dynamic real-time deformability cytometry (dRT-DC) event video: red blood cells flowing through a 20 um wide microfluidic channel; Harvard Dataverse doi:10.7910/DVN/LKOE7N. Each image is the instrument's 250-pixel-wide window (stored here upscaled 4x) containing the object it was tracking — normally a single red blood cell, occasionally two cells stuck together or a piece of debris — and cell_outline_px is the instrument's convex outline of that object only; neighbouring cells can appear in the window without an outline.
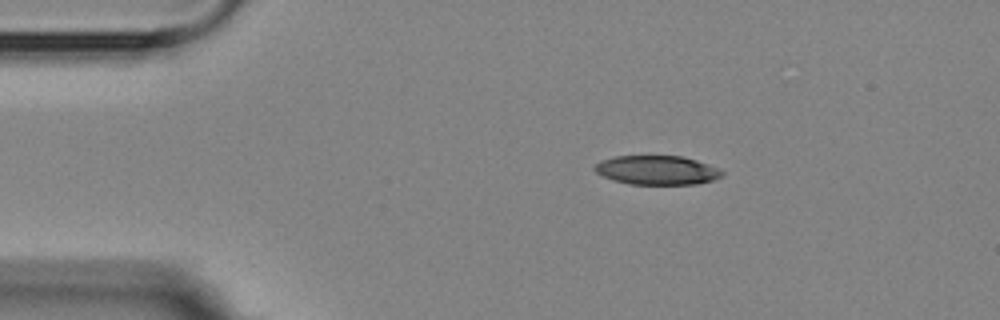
{"species": "Egyptian fruit bat (a non-hibernating species)", "species_latin": "Rousettus aegyptiacus", "temperature_condition": "room temperature", "stored_images_in_passage": 4, "camera_frame_rate_fps": 3000, "um_per_image_px": 0.085, "animal": {"sex": "female"}, "frame": {"image": 1, "passage_image": 2, "time_ms": 1.0, "image_size_px": [1000, 320], "cell_outline_px": [[724, 172], [720, 176], [712, 180], [696, 184], [628, 184], [612, 180], [596, 172], [592, 168], [600, 160], [616, 156], [680, 156], [696, 160], [720, 168]], "centroid_in_image_um": [55.82, 14.46], "position_along_channel_um": 29.2, "area_um2": 21.56}}
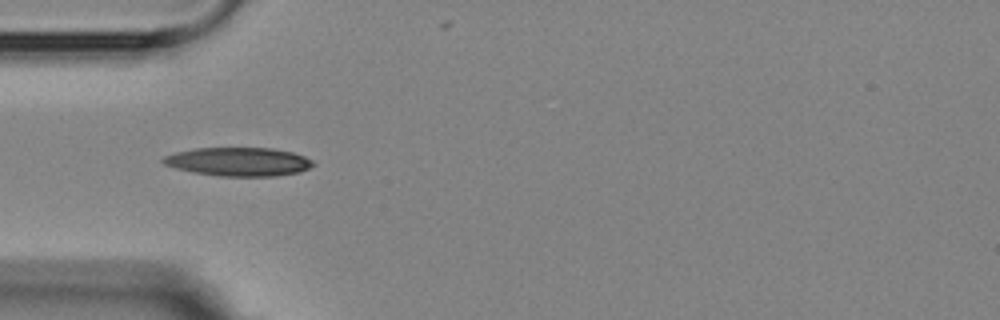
{"frame": {"image": 2, "passage_image": 4, "time_ms": 3.333, "image_size_px": [1000, 320], "cell_outline_px": [[316, 164], [300, 172], [276, 176], [220, 176], [196, 172], [176, 168], [164, 164], [160, 160], [164, 156], [176, 152], [196, 148], [272, 148], [292, 152], [304, 156], [312, 160]], "centroid_in_image_um": [20.3, 13.74], "position_along_channel_um": 64.7, "area_um2": 24.91}}